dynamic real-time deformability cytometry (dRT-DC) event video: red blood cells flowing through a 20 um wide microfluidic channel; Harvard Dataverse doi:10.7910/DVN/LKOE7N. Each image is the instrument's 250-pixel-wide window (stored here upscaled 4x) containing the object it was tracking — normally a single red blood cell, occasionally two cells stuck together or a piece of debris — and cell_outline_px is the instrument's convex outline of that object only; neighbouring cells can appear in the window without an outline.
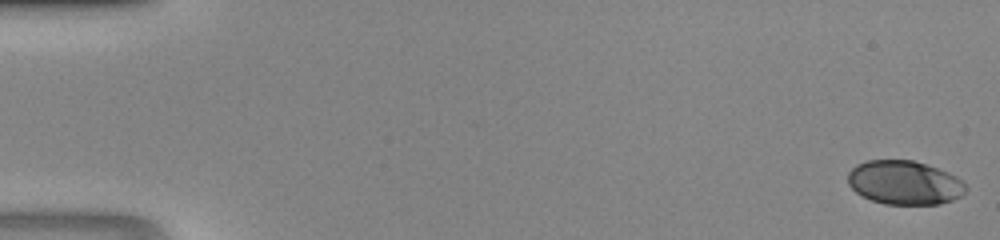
{"species": "human", "species_latin": "Homo sapiens", "temperature_condition": "room temperature", "stored_images_in_passage": 5, "camera_frame_rate_fps": 3000, "um_per_image_px": 0.085, "donor": {"sex": "male"}, "frame": {"image": 1, "passage_image": 1, "time_ms": 0.0, "image_size_px": [1000, 240], "cell_outline_px": [[968, 188], [960, 196], [952, 200], [940, 204], [884, 204], [872, 200], [856, 192], [848, 184], [848, 172], [856, 164], [868, 160], [912, 160], [948, 172], [956, 176]], "centroid_in_image_um": [76.86, 15.52], "position_along_channel_um": 8.1, "area_um2": 30.0}}